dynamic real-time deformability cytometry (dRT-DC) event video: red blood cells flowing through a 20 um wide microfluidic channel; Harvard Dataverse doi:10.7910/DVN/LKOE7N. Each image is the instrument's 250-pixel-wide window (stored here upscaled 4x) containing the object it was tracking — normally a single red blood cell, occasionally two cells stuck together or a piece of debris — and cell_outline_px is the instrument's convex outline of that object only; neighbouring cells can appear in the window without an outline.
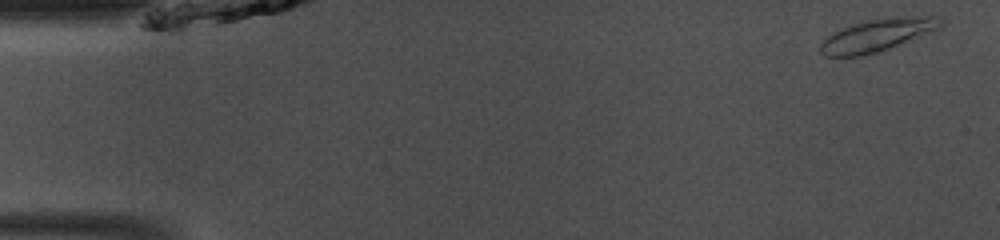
{"species": "common noctule bat (a hibernating species)", "species_latin": "Nyctalus noctula", "temperature_condition": "room temperature", "stored_images_in_passage": 8, "camera_frame_rate_fps": 3000, "um_per_image_px": 0.085, "animal": {"sex": "male", "body_mass_g": 13.0, "forearm_length_mm": 53.1}, "frame": {"image": 1, "passage_image": 1, "time_ms": 0.0, "image_size_px": [1000, 240], "cell_outline_px": [[944, 24], [940, 28], [888, 48], [876, 52], [860, 56], [824, 56], [820, 52], [820, 44], [828, 36], [844, 28], [856, 24], [872, 20], [928, 16], [936, 16], [944, 20]], "centroid_in_image_um": [74.57, 3.01], "position_along_channel_um": 10.4, "area_um2": 21.68}}